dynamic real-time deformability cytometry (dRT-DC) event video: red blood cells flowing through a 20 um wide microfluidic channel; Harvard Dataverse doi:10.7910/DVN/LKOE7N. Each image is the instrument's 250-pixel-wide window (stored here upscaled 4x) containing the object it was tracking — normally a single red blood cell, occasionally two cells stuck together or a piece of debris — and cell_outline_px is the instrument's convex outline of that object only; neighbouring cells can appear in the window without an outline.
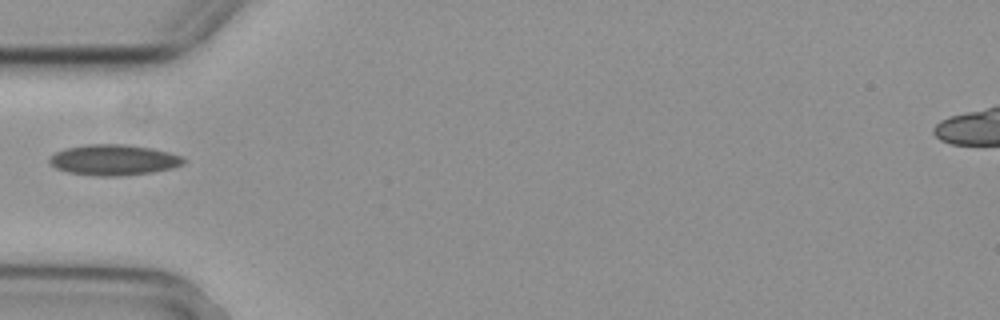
{"species": "common noctule bat (a hibernating species)", "species_latin": "Nyctalus noctula", "temperature_condition": "cold", "stored_images_in_passage": 1, "camera_frame_rate_fps": 3000, "um_per_image_px": 0.085, "animal": {"sex": "female", "body_mass_g": 29.2, "forearm_length_mm": 56.3}, "frame": {"image": 1, "passage_image": 1, "time_ms": 0.0, "image_size_px": [1000, 320], "cell_outline_px": [[188, 160], [184, 164], [172, 168], [152, 172], [116, 176], [96, 176], [68, 172], [56, 168], [48, 160], [48, 156], [64, 148], [88, 144], [128, 144], [152, 148], [184, 156]], "centroid_in_image_um": [9.69, 13.58], "position_along_channel_um": 75.3, "area_um2": 24.22}}